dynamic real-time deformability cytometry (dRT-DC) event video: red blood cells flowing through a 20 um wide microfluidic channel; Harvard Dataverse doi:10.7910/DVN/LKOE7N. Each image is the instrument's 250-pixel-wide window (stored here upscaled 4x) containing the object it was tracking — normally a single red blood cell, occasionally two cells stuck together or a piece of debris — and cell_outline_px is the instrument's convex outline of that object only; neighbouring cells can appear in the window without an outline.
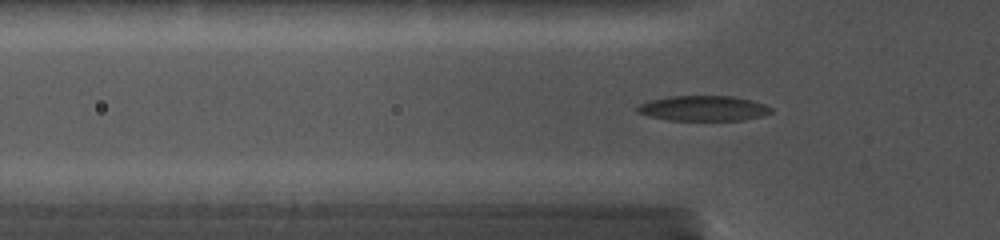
{"species": "common noctule bat (a hibernating species)", "species_latin": "Nyctalus noctula", "temperature_condition": "cold", "stored_images_in_passage": 5, "camera_frame_rate_fps": 5000, "um_per_image_px": 0.085, "animal": {"sex": "female", "body_mass_g": 19.0, "forearm_length_mm": 56.7}, "frame": {"image": 1, "passage_image": 3, "time_ms": 0.6, "image_size_px": [1000, 240], "cell_outline_px": [[772, 112], [760, 116], [744, 120], [668, 120], [648, 116], [640, 112], [636, 108], [640, 104], [652, 100], [672, 96], [732, 96], [748, 100], [772, 108]], "centroid_in_image_um": [59.77, 9.21], "position_along_channel_um": 66.0, "area_um2": 19.19}}